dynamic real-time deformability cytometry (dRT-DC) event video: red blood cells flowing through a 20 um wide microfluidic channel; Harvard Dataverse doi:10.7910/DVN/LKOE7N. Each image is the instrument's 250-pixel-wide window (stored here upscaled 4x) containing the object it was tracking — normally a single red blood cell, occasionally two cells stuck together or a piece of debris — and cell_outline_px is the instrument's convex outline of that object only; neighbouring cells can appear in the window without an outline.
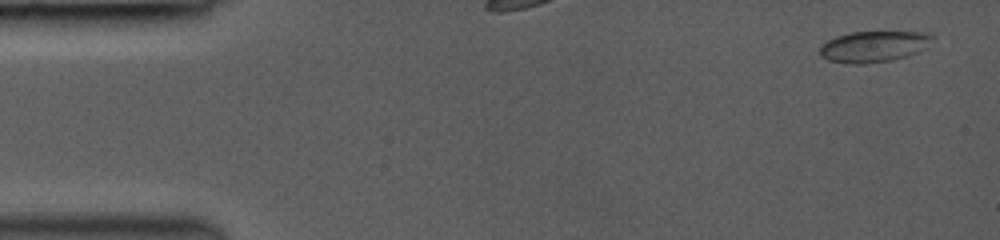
{"species": "common noctule bat (a hibernating species)", "species_latin": "Nyctalus noctula", "temperature_condition": "room temperature", "stored_images_in_passage": 6, "camera_frame_rate_fps": 3000, "um_per_image_px": 0.085, "animal": {"sex": "female", "body_mass_g": 19.0, "forearm_length_mm": 53.3}, "frame": {"image": 1, "passage_image": 1, "time_ms": 0.0, "image_size_px": [1000, 240], "cell_outline_px": [[932, 40], [928, 48], [908, 56], [892, 60], [864, 64], [852, 64], [828, 60], [820, 56], [820, 44], [836, 36], [852, 32], [932, 32]], "centroid_in_image_um": [74.29, 3.95], "position_along_channel_um": 10.7, "area_um2": 20.63}}
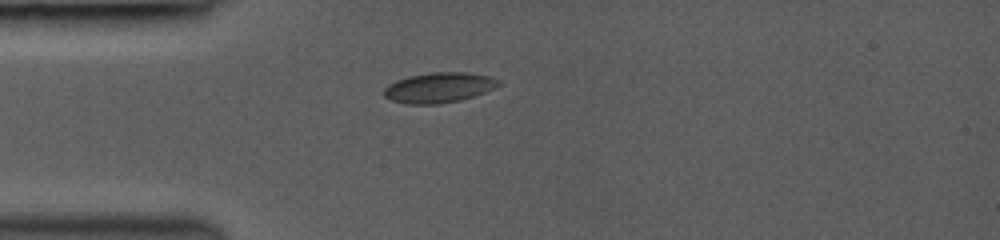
{"frame": {"image": 2, "passage_image": 4, "time_ms": 3.667, "image_size_px": [1000, 240], "cell_outline_px": [[500, 84], [484, 92], [460, 100], [440, 104], [408, 104], [392, 100], [384, 96], [384, 88], [388, 84], [396, 80], [408, 76], [432, 72], [464, 72], [488, 76], [500, 80]], "centroid_in_image_um": [37.27, 7.44], "position_along_channel_um": 47.7, "area_um2": 20.0}}